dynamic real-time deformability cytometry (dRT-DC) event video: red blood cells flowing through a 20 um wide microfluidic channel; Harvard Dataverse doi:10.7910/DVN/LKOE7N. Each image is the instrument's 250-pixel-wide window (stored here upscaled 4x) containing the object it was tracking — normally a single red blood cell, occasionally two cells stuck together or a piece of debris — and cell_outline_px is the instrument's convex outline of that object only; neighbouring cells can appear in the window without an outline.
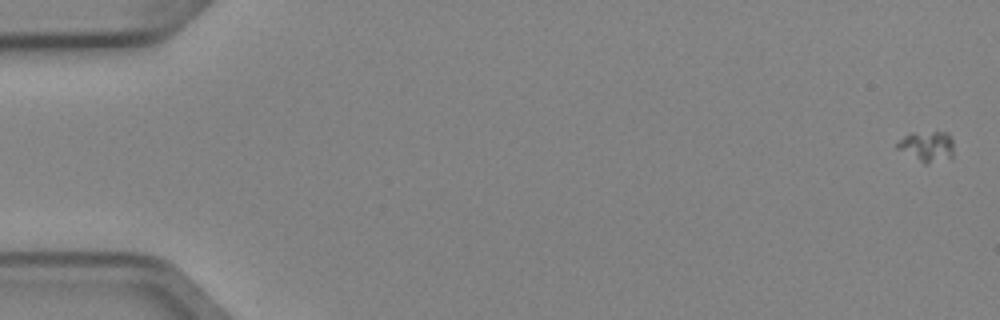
{"species": "Egyptian fruit bat (a non-hibernating species)", "species_latin": "Rousettus aegyptiacus", "temperature_condition": "cold", "stored_images_in_passage": 5, "camera_frame_rate_fps": 3000, "um_per_image_px": 0.085, "animal": {"sex": "female"}, "frame": {"image": 1, "passage_image": 1, "time_ms": 0.0, "image_size_px": [1000, 320], "cell_outline_px": [[952, 160], [924, 164], [896, 148], [896, 144], [904, 136], [912, 132], [948, 132], [952, 140]], "centroid_in_image_um": [78.81, 12.46], "position_along_channel_um": 6.2, "area_um2": 10.23}}